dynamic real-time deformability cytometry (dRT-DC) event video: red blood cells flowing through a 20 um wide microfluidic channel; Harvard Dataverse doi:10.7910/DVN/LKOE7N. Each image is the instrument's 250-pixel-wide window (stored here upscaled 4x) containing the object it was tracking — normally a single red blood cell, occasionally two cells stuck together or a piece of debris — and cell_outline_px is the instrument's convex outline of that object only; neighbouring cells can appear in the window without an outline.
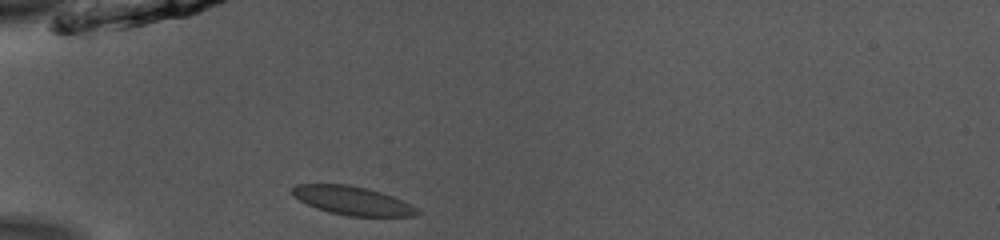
{"species": "common noctule bat (a hibernating species)", "species_latin": "Nyctalus noctula", "temperature_condition": "room temperature", "stored_images_in_passage": 25, "camera_frame_rate_fps": 3000, "um_per_image_px": 0.085, "animal": {"sex": "male", "body_mass_g": 13.0, "forearm_length_mm": 53.1}, "frame": {"image": 1, "passage_image": 1, "time_ms": 0.0, "image_size_px": [1000, 240], "cell_outline_px": [[424, 212], [416, 216], [348, 216], [328, 212], [316, 208], [300, 200], [292, 192], [292, 188], [296, 184], [348, 184], [368, 188], [392, 196]], "centroid_in_image_um": [29.98, 17.06], "position_along_channel_um": 55.0, "area_um2": 20.69}}
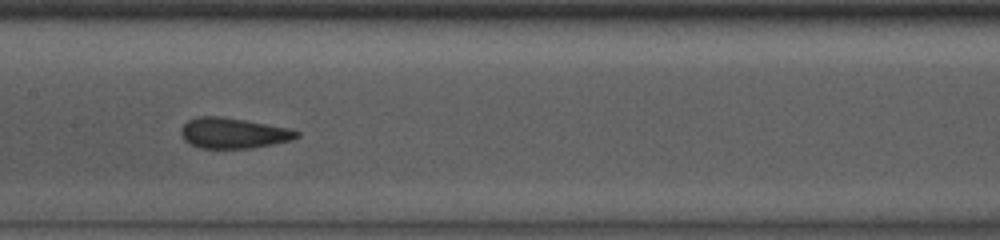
{"frame": {"image": 2, "passage_image": 12, "time_ms": 3.667, "image_size_px": [1000, 240], "cell_outline_px": [[300, 136], [292, 140], [252, 148], [200, 148], [184, 140], [180, 132], [180, 128], [188, 120], [196, 116], [220, 116], [244, 120], [288, 128], [300, 132]], "centroid_in_image_um": [19.81, 11.31], "position_along_channel_um": 187.6, "area_um2": 20.52}}
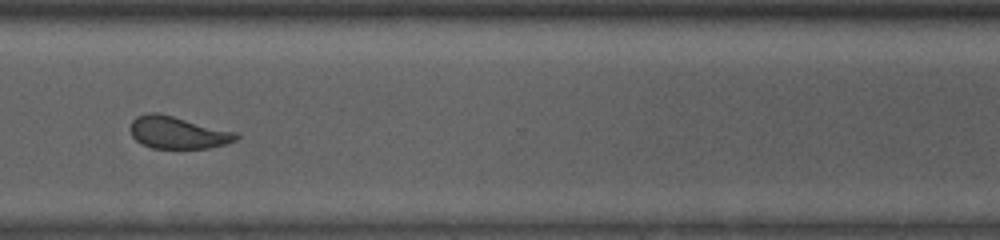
{"frame": {"image": 3, "passage_image": 25, "time_ms": 8.0, "image_size_px": [1000, 240], "cell_outline_px": [[240, 136], [236, 140], [224, 144], [208, 148], [152, 148], [140, 144], [132, 136], [132, 120], [136, 116], [148, 112], [156, 112], [236, 132]], "centroid_in_image_um": [15.09, 11.27], "position_along_channel_um": 355.5, "area_um2": 19.65}}